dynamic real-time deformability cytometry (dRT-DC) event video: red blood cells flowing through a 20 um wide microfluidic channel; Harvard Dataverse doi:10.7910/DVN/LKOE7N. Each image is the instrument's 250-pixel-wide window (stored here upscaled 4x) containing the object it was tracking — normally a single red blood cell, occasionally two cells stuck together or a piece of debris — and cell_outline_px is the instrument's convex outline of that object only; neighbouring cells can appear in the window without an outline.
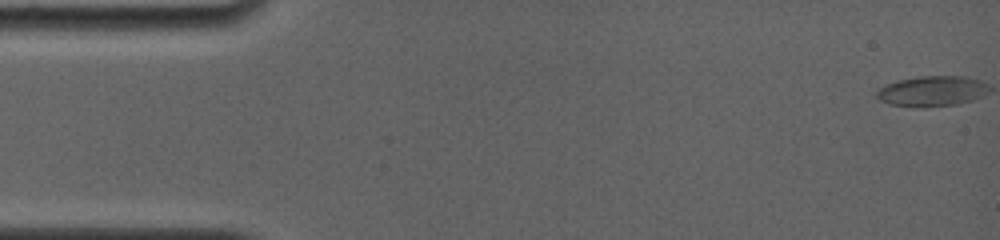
{"species": "common noctule bat (a hibernating species)", "species_latin": "Nyctalus noctula", "temperature_condition": "room temperature", "stored_images_in_passage": 66, "camera_frame_rate_fps": 4000, "um_per_image_px": 0.085, "animal": {"sex": "female", "body_mass_g": 19.0, "forearm_length_mm": 56.7}, "frame": {"image": 1, "passage_image": 1, "time_ms": 0.0, "image_size_px": [1000, 240], "cell_outline_px": [[972, 84], [964, 100], [952, 104], [892, 104], [880, 100], [876, 96], [876, 92], [880, 88], [888, 84], [900, 80], [924, 76], [948, 76], [972, 80]], "centroid_in_image_um": [78.68, 7.71], "position_along_channel_um": 6.3, "area_um2": 16.01}}
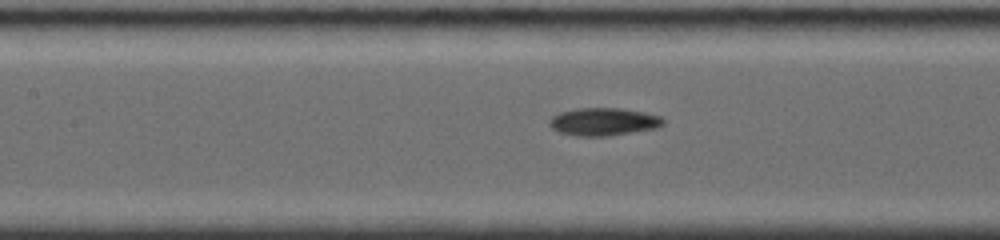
{"frame": {"image": 2, "passage_image": 30, "time_ms": 7.25, "image_size_px": [1000, 240], "cell_outline_px": [[664, 124], [656, 128], [632, 132], [604, 136], [576, 136], [560, 132], [552, 128], [548, 124], [548, 120], [552, 116], [560, 112], [576, 108], [620, 108], [644, 112], [660, 116], [664, 120]], "centroid_in_image_um": [51.27, 10.34], "position_along_channel_um": 156.1, "area_um2": 18.38}}
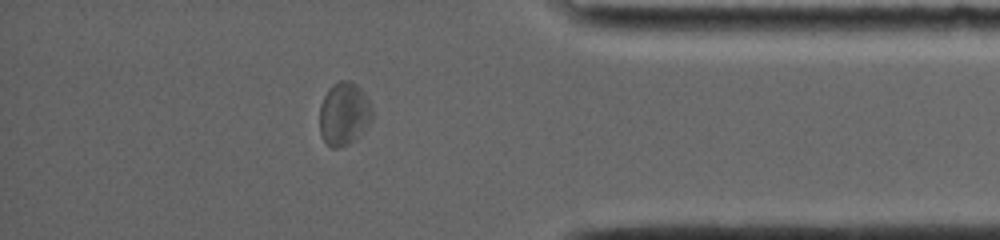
{"frame": {"image": 3, "passage_image": 57, "time_ms": 14.0, "image_size_px": [1000, 240], "cell_outline_px": [[372, 120], [348, 144], [340, 148], [332, 148], [320, 136], [320, 104], [328, 88], [332, 84], [340, 80], [348, 80], [356, 84], [364, 92], [372, 108]], "centroid_in_image_um": [29.21, 9.64], "position_along_channel_um": 406.0, "area_um2": 19.19}, "authors_computed_cell_mechanics": {"area_um2": 18.0336, "velocity_mm_per_s": 3.8734, "shape_relaxation_time_tau1_ms": null, "shape_relaxation_time_tau2_ms": 2.6728, "deformation_change_tau1": null, "deformation_change_tau2": 0.0688}}